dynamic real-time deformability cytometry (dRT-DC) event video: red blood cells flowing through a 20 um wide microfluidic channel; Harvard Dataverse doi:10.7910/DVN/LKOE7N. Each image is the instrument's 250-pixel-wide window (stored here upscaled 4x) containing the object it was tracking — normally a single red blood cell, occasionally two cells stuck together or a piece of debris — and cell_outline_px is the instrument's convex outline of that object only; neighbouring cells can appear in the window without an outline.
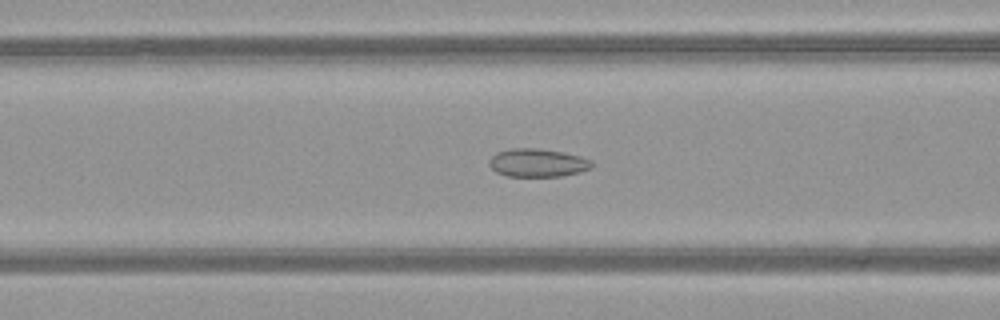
{"species": "common noctule bat (a hibernating species)", "species_latin": "Nyctalus noctula", "temperature_condition": "warm", "stored_images_in_passage": 50, "camera_frame_rate_fps": 3000, "um_per_image_px": 0.085, "animal": {"sex": "female", "body_mass_g": 21.9}, "frame": {"image": 1, "passage_image": 20, "time_ms": 6.333, "image_size_px": [1000, 320], "cell_outline_px": [[592, 168], [580, 172], [560, 176], [508, 176], [496, 172], [488, 164], [488, 160], [496, 152], [512, 148], [536, 148], [560, 152], [580, 156], [592, 160]], "centroid_in_image_um": [45.68, 13.84], "position_along_channel_um": 120.9, "area_um2": 16.82}}
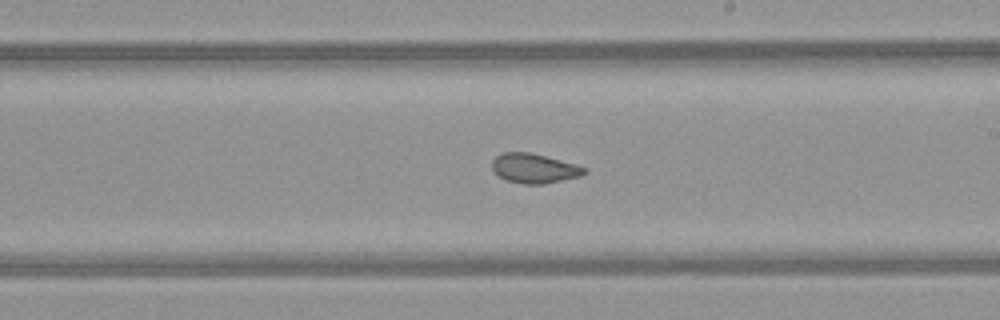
{"frame": {"image": 2, "passage_image": 29, "time_ms": 9.333, "image_size_px": [1000, 320], "cell_outline_px": [[588, 172], [580, 176], [544, 184], [524, 184], [504, 180], [492, 168], [492, 160], [496, 156], [504, 152], [532, 152], [576, 164], [588, 168]], "centroid_in_image_um": [45.43, 14.3], "position_along_channel_um": 243.6, "area_um2": 16.01}}
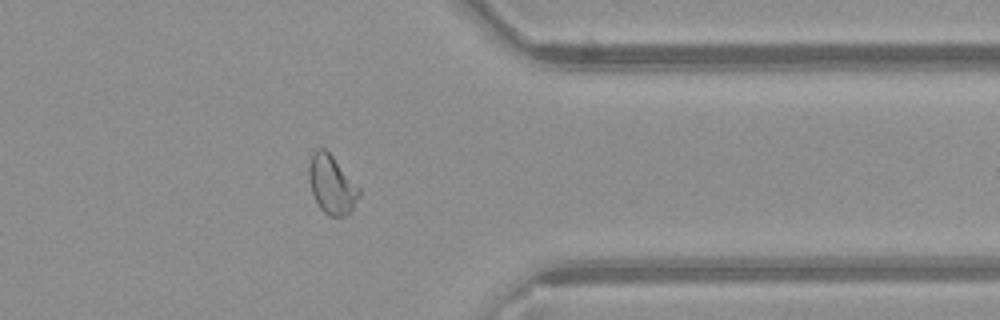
{"frame": {"image": 3, "passage_image": 40, "time_ms": 13.0, "image_size_px": [1000, 320], "cell_outline_px": [[360, 196], [352, 212], [344, 216], [328, 216], [320, 208], [312, 192], [308, 180], [308, 164], [312, 152], [316, 148], [324, 148], [332, 156], [360, 188]], "centroid_in_image_um": [28.19, 15.7], "position_along_channel_um": 383.2, "area_um2": 17.28}, "authors_computed_cell_mechanics": {"area_um2": 18.1781, "velocity_mm_per_s": 4.0847, "shape_relaxation_time_tau1_ms": null, "shape_relaxation_time_tau2_ms": 1.5501, "deformation_change_tau1": null, "deformation_change_tau2": 0.0569}}